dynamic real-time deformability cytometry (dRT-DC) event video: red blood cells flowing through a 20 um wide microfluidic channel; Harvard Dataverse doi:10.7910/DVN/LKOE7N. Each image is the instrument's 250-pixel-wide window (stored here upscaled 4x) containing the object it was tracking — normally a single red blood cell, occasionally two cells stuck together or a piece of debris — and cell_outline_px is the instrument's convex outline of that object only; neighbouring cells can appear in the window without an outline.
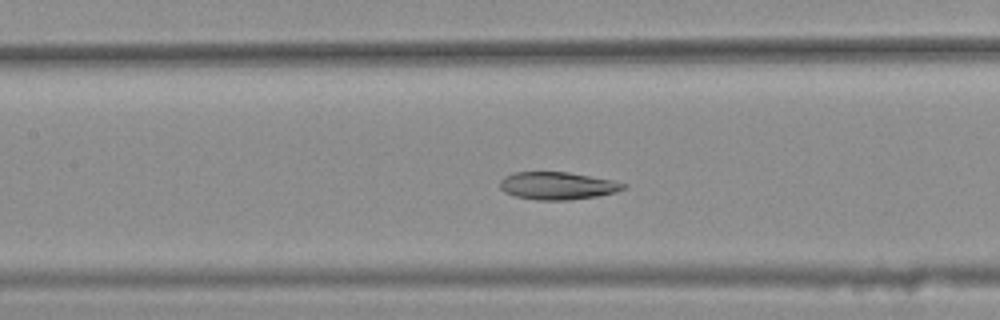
{"species": "common noctule bat (a hibernating species)", "species_latin": "Nyctalus noctula", "temperature_condition": "warm", "stored_images_in_passage": 38, "camera_frame_rate_fps": 3000, "um_per_image_px": 0.085, "animal": {"sex": "female", "body_mass_g": 25.1}, "frame": {"image": 1, "passage_image": 24, "time_ms": 7.667, "image_size_px": [1000, 320], "cell_outline_px": [[628, 184], [624, 188], [616, 192], [596, 196], [568, 200], [536, 200], [516, 196], [504, 192], [500, 188], [500, 180], [504, 176], [516, 172], [568, 172], [612, 180]], "centroid_in_image_um": [47.37, 15.79], "position_along_channel_um": 160.0, "area_um2": 19.77}}
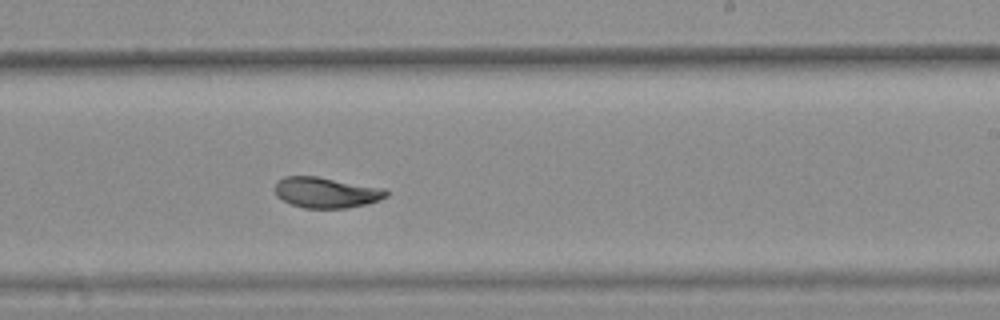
{"frame": {"image": 2, "passage_image": 32, "time_ms": 10.333, "image_size_px": [1000, 320], "cell_outline_px": [[388, 196], [380, 200], [348, 208], [304, 208], [292, 204], [276, 196], [276, 184], [284, 176], [316, 176], [384, 188], [388, 192]], "centroid_in_image_um": [27.75, 16.36], "position_along_channel_um": 261.2, "area_um2": 19.71}}
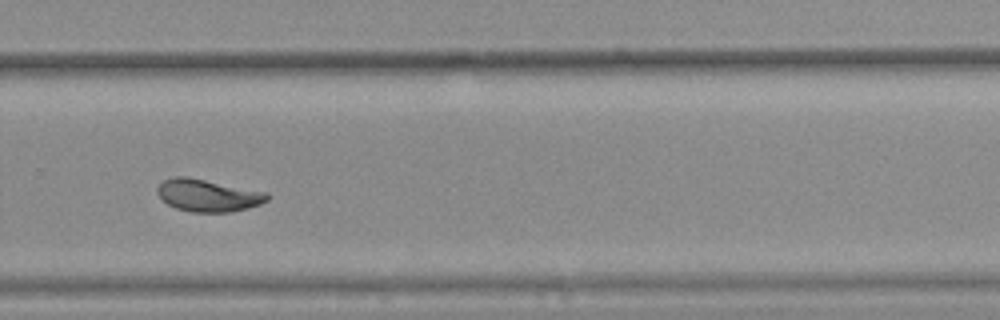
{"frame": {"image": 3, "passage_image": 36, "time_ms": 11.667, "image_size_px": [1000, 320], "cell_outline_px": [[268, 200], [260, 204], [248, 208], [232, 212], [192, 212], [176, 208], [168, 204], [156, 192], [156, 188], [164, 180], [176, 176], [184, 176], [268, 192]], "centroid_in_image_um": [17.69, 16.61], "position_along_channel_um": 312.1, "area_um2": 20.52}}